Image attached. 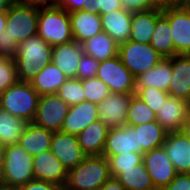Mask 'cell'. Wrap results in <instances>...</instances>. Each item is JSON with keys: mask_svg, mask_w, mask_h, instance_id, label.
<instances>
[{"mask_svg": "<svg viewBox=\"0 0 190 190\" xmlns=\"http://www.w3.org/2000/svg\"><path fill=\"white\" fill-rule=\"evenodd\" d=\"M131 127L137 132L138 146L143 154L161 147L168 133L157 120Z\"/></svg>", "mask_w": 190, "mask_h": 190, "instance_id": "f1b7e54d", "label": "cell"}, {"mask_svg": "<svg viewBox=\"0 0 190 190\" xmlns=\"http://www.w3.org/2000/svg\"><path fill=\"white\" fill-rule=\"evenodd\" d=\"M172 78V57L163 58L147 72L135 77V89L154 87L168 92Z\"/></svg>", "mask_w": 190, "mask_h": 190, "instance_id": "cb8c5ba5", "label": "cell"}, {"mask_svg": "<svg viewBox=\"0 0 190 190\" xmlns=\"http://www.w3.org/2000/svg\"><path fill=\"white\" fill-rule=\"evenodd\" d=\"M105 157L108 159L110 174L113 178L120 173V168L134 167V165L143 163V153L129 152Z\"/></svg>", "mask_w": 190, "mask_h": 190, "instance_id": "d590c367", "label": "cell"}, {"mask_svg": "<svg viewBox=\"0 0 190 190\" xmlns=\"http://www.w3.org/2000/svg\"><path fill=\"white\" fill-rule=\"evenodd\" d=\"M0 190H16V189H13V188H10V187L5 186L3 184H0Z\"/></svg>", "mask_w": 190, "mask_h": 190, "instance_id": "9f6ffc18", "label": "cell"}, {"mask_svg": "<svg viewBox=\"0 0 190 190\" xmlns=\"http://www.w3.org/2000/svg\"><path fill=\"white\" fill-rule=\"evenodd\" d=\"M39 100L30 82L18 81L0 94V107L26 122H33Z\"/></svg>", "mask_w": 190, "mask_h": 190, "instance_id": "277c9868", "label": "cell"}, {"mask_svg": "<svg viewBox=\"0 0 190 190\" xmlns=\"http://www.w3.org/2000/svg\"><path fill=\"white\" fill-rule=\"evenodd\" d=\"M168 93L170 96L190 101V55L172 56V78Z\"/></svg>", "mask_w": 190, "mask_h": 190, "instance_id": "d6986e66", "label": "cell"}, {"mask_svg": "<svg viewBox=\"0 0 190 190\" xmlns=\"http://www.w3.org/2000/svg\"><path fill=\"white\" fill-rule=\"evenodd\" d=\"M14 62L18 80L30 82L41 67L52 62V46L38 34L29 37L19 43Z\"/></svg>", "mask_w": 190, "mask_h": 190, "instance_id": "6da1fadb", "label": "cell"}, {"mask_svg": "<svg viewBox=\"0 0 190 190\" xmlns=\"http://www.w3.org/2000/svg\"><path fill=\"white\" fill-rule=\"evenodd\" d=\"M162 146L177 173H190V140L182 131L168 132Z\"/></svg>", "mask_w": 190, "mask_h": 190, "instance_id": "ac0fdd59", "label": "cell"}, {"mask_svg": "<svg viewBox=\"0 0 190 190\" xmlns=\"http://www.w3.org/2000/svg\"><path fill=\"white\" fill-rule=\"evenodd\" d=\"M67 77L52 62L39 69L37 75L30 81L31 86L39 96L57 94Z\"/></svg>", "mask_w": 190, "mask_h": 190, "instance_id": "4316f807", "label": "cell"}, {"mask_svg": "<svg viewBox=\"0 0 190 190\" xmlns=\"http://www.w3.org/2000/svg\"><path fill=\"white\" fill-rule=\"evenodd\" d=\"M147 190H163V189L157 188V187H153V188H150V189H147Z\"/></svg>", "mask_w": 190, "mask_h": 190, "instance_id": "680465c9", "label": "cell"}, {"mask_svg": "<svg viewBox=\"0 0 190 190\" xmlns=\"http://www.w3.org/2000/svg\"><path fill=\"white\" fill-rule=\"evenodd\" d=\"M56 6L66 10L68 13L77 10H87L88 0H59Z\"/></svg>", "mask_w": 190, "mask_h": 190, "instance_id": "f6af8a7d", "label": "cell"}, {"mask_svg": "<svg viewBox=\"0 0 190 190\" xmlns=\"http://www.w3.org/2000/svg\"><path fill=\"white\" fill-rule=\"evenodd\" d=\"M6 23H7V11L0 12V33L6 30Z\"/></svg>", "mask_w": 190, "mask_h": 190, "instance_id": "f907efd6", "label": "cell"}, {"mask_svg": "<svg viewBox=\"0 0 190 190\" xmlns=\"http://www.w3.org/2000/svg\"><path fill=\"white\" fill-rule=\"evenodd\" d=\"M37 34L52 47L73 41L69 13L56 5L39 7Z\"/></svg>", "mask_w": 190, "mask_h": 190, "instance_id": "3957f363", "label": "cell"}, {"mask_svg": "<svg viewBox=\"0 0 190 190\" xmlns=\"http://www.w3.org/2000/svg\"><path fill=\"white\" fill-rule=\"evenodd\" d=\"M33 179V156L27 153L19 143L8 146L0 174L1 184L17 189Z\"/></svg>", "mask_w": 190, "mask_h": 190, "instance_id": "5b68a950", "label": "cell"}, {"mask_svg": "<svg viewBox=\"0 0 190 190\" xmlns=\"http://www.w3.org/2000/svg\"><path fill=\"white\" fill-rule=\"evenodd\" d=\"M96 77L107 84L111 93L135 94V77L118 55L101 61Z\"/></svg>", "mask_w": 190, "mask_h": 190, "instance_id": "ba28073f", "label": "cell"}, {"mask_svg": "<svg viewBox=\"0 0 190 190\" xmlns=\"http://www.w3.org/2000/svg\"><path fill=\"white\" fill-rule=\"evenodd\" d=\"M190 5V0H178V7L184 8Z\"/></svg>", "mask_w": 190, "mask_h": 190, "instance_id": "11a10c76", "label": "cell"}, {"mask_svg": "<svg viewBox=\"0 0 190 190\" xmlns=\"http://www.w3.org/2000/svg\"><path fill=\"white\" fill-rule=\"evenodd\" d=\"M12 2L17 4H27V5H35V6H42V0H12Z\"/></svg>", "mask_w": 190, "mask_h": 190, "instance_id": "681fc988", "label": "cell"}, {"mask_svg": "<svg viewBox=\"0 0 190 190\" xmlns=\"http://www.w3.org/2000/svg\"><path fill=\"white\" fill-rule=\"evenodd\" d=\"M115 178L125 187V190H147L154 187L144 163L120 168V173Z\"/></svg>", "mask_w": 190, "mask_h": 190, "instance_id": "f546056e", "label": "cell"}, {"mask_svg": "<svg viewBox=\"0 0 190 190\" xmlns=\"http://www.w3.org/2000/svg\"><path fill=\"white\" fill-rule=\"evenodd\" d=\"M143 163L154 187L164 189L177 175L163 146L144 153Z\"/></svg>", "mask_w": 190, "mask_h": 190, "instance_id": "8fae6325", "label": "cell"}, {"mask_svg": "<svg viewBox=\"0 0 190 190\" xmlns=\"http://www.w3.org/2000/svg\"><path fill=\"white\" fill-rule=\"evenodd\" d=\"M83 53L101 62L118 55V44L104 31L81 44Z\"/></svg>", "mask_w": 190, "mask_h": 190, "instance_id": "83f0119b", "label": "cell"}, {"mask_svg": "<svg viewBox=\"0 0 190 190\" xmlns=\"http://www.w3.org/2000/svg\"><path fill=\"white\" fill-rule=\"evenodd\" d=\"M181 131L188 137L190 140V111L187 114V117L184 121Z\"/></svg>", "mask_w": 190, "mask_h": 190, "instance_id": "7dc6e473", "label": "cell"}, {"mask_svg": "<svg viewBox=\"0 0 190 190\" xmlns=\"http://www.w3.org/2000/svg\"><path fill=\"white\" fill-rule=\"evenodd\" d=\"M160 7L176 6L178 7V0H155Z\"/></svg>", "mask_w": 190, "mask_h": 190, "instance_id": "816d5d0a", "label": "cell"}, {"mask_svg": "<svg viewBox=\"0 0 190 190\" xmlns=\"http://www.w3.org/2000/svg\"><path fill=\"white\" fill-rule=\"evenodd\" d=\"M189 111V102L169 95L158 109L156 120L167 132L181 131Z\"/></svg>", "mask_w": 190, "mask_h": 190, "instance_id": "2e32d148", "label": "cell"}, {"mask_svg": "<svg viewBox=\"0 0 190 190\" xmlns=\"http://www.w3.org/2000/svg\"><path fill=\"white\" fill-rule=\"evenodd\" d=\"M100 62L90 55L82 54L78 68L77 79L83 80L96 77Z\"/></svg>", "mask_w": 190, "mask_h": 190, "instance_id": "f35d334b", "label": "cell"}, {"mask_svg": "<svg viewBox=\"0 0 190 190\" xmlns=\"http://www.w3.org/2000/svg\"><path fill=\"white\" fill-rule=\"evenodd\" d=\"M129 152L141 153V146H138L137 132L128 125L109 129L102 155L113 156Z\"/></svg>", "mask_w": 190, "mask_h": 190, "instance_id": "9a60e30c", "label": "cell"}, {"mask_svg": "<svg viewBox=\"0 0 190 190\" xmlns=\"http://www.w3.org/2000/svg\"><path fill=\"white\" fill-rule=\"evenodd\" d=\"M50 150L67 171L76 167L86 156L78 143L77 136L61 131L53 132Z\"/></svg>", "mask_w": 190, "mask_h": 190, "instance_id": "4fadbf2b", "label": "cell"}, {"mask_svg": "<svg viewBox=\"0 0 190 190\" xmlns=\"http://www.w3.org/2000/svg\"><path fill=\"white\" fill-rule=\"evenodd\" d=\"M18 81L14 58L0 57V94Z\"/></svg>", "mask_w": 190, "mask_h": 190, "instance_id": "74e56055", "label": "cell"}, {"mask_svg": "<svg viewBox=\"0 0 190 190\" xmlns=\"http://www.w3.org/2000/svg\"><path fill=\"white\" fill-rule=\"evenodd\" d=\"M11 3L12 0H0V12L7 11Z\"/></svg>", "mask_w": 190, "mask_h": 190, "instance_id": "f5cc1de1", "label": "cell"}, {"mask_svg": "<svg viewBox=\"0 0 190 190\" xmlns=\"http://www.w3.org/2000/svg\"><path fill=\"white\" fill-rule=\"evenodd\" d=\"M74 41L84 43L92 36L102 32L101 17L90 10H77L69 13Z\"/></svg>", "mask_w": 190, "mask_h": 190, "instance_id": "ffe728a7", "label": "cell"}, {"mask_svg": "<svg viewBox=\"0 0 190 190\" xmlns=\"http://www.w3.org/2000/svg\"><path fill=\"white\" fill-rule=\"evenodd\" d=\"M150 45L164 58L174 56V43L168 19L162 14L156 21Z\"/></svg>", "mask_w": 190, "mask_h": 190, "instance_id": "4dcf8cb0", "label": "cell"}, {"mask_svg": "<svg viewBox=\"0 0 190 190\" xmlns=\"http://www.w3.org/2000/svg\"><path fill=\"white\" fill-rule=\"evenodd\" d=\"M57 94L69 106L86 101L82 88V80L77 78H67L65 83L59 88Z\"/></svg>", "mask_w": 190, "mask_h": 190, "instance_id": "836d02e7", "label": "cell"}, {"mask_svg": "<svg viewBox=\"0 0 190 190\" xmlns=\"http://www.w3.org/2000/svg\"><path fill=\"white\" fill-rule=\"evenodd\" d=\"M108 130L102 121L97 120L77 135L78 143L86 156L103 154Z\"/></svg>", "mask_w": 190, "mask_h": 190, "instance_id": "d4e9b609", "label": "cell"}, {"mask_svg": "<svg viewBox=\"0 0 190 190\" xmlns=\"http://www.w3.org/2000/svg\"><path fill=\"white\" fill-rule=\"evenodd\" d=\"M27 123L0 107V141L7 147L18 143Z\"/></svg>", "mask_w": 190, "mask_h": 190, "instance_id": "1f68e13d", "label": "cell"}, {"mask_svg": "<svg viewBox=\"0 0 190 190\" xmlns=\"http://www.w3.org/2000/svg\"><path fill=\"white\" fill-rule=\"evenodd\" d=\"M6 148L7 146L3 142L0 141V174L4 166Z\"/></svg>", "mask_w": 190, "mask_h": 190, "instance_id": "c3c4849f", "label": "cell"}, {"mask_svg": "<svg viewBox=\"0 0 190 190\" xmlns=\"http://www.w3.org/2000/svg\"><path fill=\"white\" fill-rule=\"evenodd\" d=\"M59 0H42V6L57 5Z\"/></svg>", "mask_w": 190, "mask_h": 190, "instance_id": "db71d44e", "label": "cell"}, {"mask_svg": "<svg viewBox=\"0 0 190 190\" xmlns=\"http://www.w3.org/2000/svg\"><path fill=\"white\" fill-rule=\"evenodd\" d=\"M33 171L36 180L52 182L63 188L66 185L68 171L51 150L33 156Z\"/></svg>", "mask_w": 190, "mask_h": 190, "instance_id": "5bb4252c", "label": "cell"}, {"mask_svg": "<svg viewBox=\"0 0 190 190\" xmlns=\"http://www.w3.org/2000/svg\"><path fill=\"white\" fill-rule=\"evenodd\" d=\"M70 106L58 94L39 96L33 123L52 132L61 131Z\"/></svg>", "mask_w": 190, "mask_h": 190, "instance_id": "9c48e42d", "label": "cell"}, {"mask_svg": "<svg viewBox=\"0 0 190 190\" xmlns=\"http://www.w3.org/2000/svg\"><path fill=\"white\" fill-rule=\"evenodd\" d=\"M52 135V131L30 122L27 123L18 143L27 153L35 156L50 150Z\"/></svg>", "mask_w": 190, "mask_h": 190, "instance_id": "484cf974", "label": "cell"}, {"mask_svg": "<svg viewBox=\"0 0 190 190\" xmlns=\"http://www.w3.org/2000/svg\"><path fill=\"white\" fill-rule=\"evenodd\" d=\"M111 178L108 159L103 155L85 156L84 159L67 173L64 190L99 189Z\"/></svg>", "mask_w": 190, "mask_h": 190, "instance_id": "7a4b0ae2", "label": "cell"}, {"mask_svg": "<svg viewBox=\"0 0 190 190\" xmlns=\"http://www.w3.org/2000/svg\"><path fill=\"white\" fill-rule=\"evenodd\" d=\"M100 188L101 190H125V187L113 177L107 180Z\"/></svg>", "mask_w": 190, "mask_h": 190, "instance_id": "bcb514c9", "label": "cell"}, {"mask_svg": "<svg viewBox=\"0 0 190 190\" xmlns=\"http://www.w3.org/2000/svg\"><path fill=\"white\" fill-rule=\"evenodd\" d=\"M39 6L12 2L7 10L6 35L17 45L37 35Z\"/></svg>", "mask_w": 190, "mask_h": 190, "instance_id": "8992f818", "label": "cell"}, {"mask_svg": "<svg viewBox=\"0 0 190 190\" xmlns=\"http://www.w3.org/2000/svg\"><path fill=\"white\" fill-rule=\"evenodd\" d=\"M83 54L82 45L76 41L52 47V63L57 66L67 78H76L77 68Z\"/></svg>", "mask_w": 190, "mask_h": 190, "instance_id": "7402d4cb", "label": "cell"}, {"mask_svg": "<svg viewBox=\"0 0 190 190\" xmlns=\"http://www.w3.org/2000/svg\"><path fill=\"white\" fill-rule=\"evenodd\" d=\"M162 15V7L132 12L131 33L129 40L150 44L157 19Z\"/></svg>", "mask_w": 190, "mask_h": 190, "instance_id": "603a6c76", "label": "cell"}, {"mask_svg": "<svg viewBox=\"0 0 190 190\" xmlns=\"http://www.w3.org/2000/svg\"><path fill=\"white\" fill-rule=\"evenodd\" d=\"M118 56L134 77L147 72L164 58L150 44L131 40L118 46Z\"/></svg>", "mask_w": 190, "mask_h": 190, "instance_id": "52a82bcc", "label": "cell"}, {"mask_svg": "<svg viewBox=\"0 0 190 190\" xmlns=\"http://www.w3.org/2000/svg\"><path fill=\"white\" fill-rule=\"evenodd\" d=\"M98 120V104L90 101L70 106L67 116L61 127V132L78 135L92 122Z\"/></svg>", "mask_w": 190, "mask_h": 190, "instance_id": "e0dca14e", "label": "cell"}, {"mask_svg": "<svg viewBox=\"0 0 190 190\" xmlns=\"http://www.w3.org/2000/svg\"><path fill=\"white\" fill-rule=\"evenodd\" d=\"M123 8L121 0H88L87 10L103 15Z\"/></svg>", "mask_w": 190, "mask_h": 190, "instance_id": "ab89813d", "label": "cell"}, {"mask_svg": "<svg viewBox=\"0 0 190 190\" xmlns=\"http://www.w3.org/2000/svg\"><path fill=\"white\" fill-rule=\"evenodd\" d=\"M155 120L156 113L143 100L133 94L128 108L126 125L137 126Z\"/></svg>", "mask_w": 190, "mask_h": 190, "instance_id": "d6a6232c", "label": "cell"}, {"mask_svg": "<svg viewBox=\"0 0 190 190\" xmlns=\"http://www.w3.org/2000/svg\"><path fill=\"white\" fill-rule=\"evenodd\" d=\"M132 95L110 93L98 104V120L102 121L109 129L126 125Z\"/></svg>", "mask_w": 190, "mask_h": 190, "instance_id": "7c38bea8", "label": "cell"}, {"mask_svg": "<svg viewBox=\"0 0 190 190\" xmlns=\"http://www.w3.org/2000/svg\"><path fill=\"white\" fill-rule=\"evenodd\" d=\"M135 95L143 100L154 113L164 104L169 93L154 87L135 89Z\"/></svg>", "mask_w": 190, "mask_h": 190, "instance_id": "8d00e7d4", "label": "cell"}, {"mask_svg": "<svg viewBox=\"0 0 190 190\" xmlns=\"http://www.w3.org/2000/svg\"><path fill=\"white\" fill-rule=\"evenodd\" d=\"M102 30L118 45L129 40L131 33L132 11L124 8L100 15Z\"/></svg>", "mask_w": 190, "mask_h": 190, "instance_id": "44dd1931", "label": "cell"}, {"mask_svg": "<svg viewBox=\"0 0 190 190\" xmlns=\"http://www.w3.org/2000/svg\"><path fill=\"white\" fill-rule=\"evenodd\" d=\"M163 190H190V173H177Z\"/></svg>", "mask_w": 190, "mask_h": 190, "instance_id": "ee69618b", "label": "cell"}, {"mask_svg": "<svg viewBox=\"0 0 190 190\" xmlns=\"http://www.w3.org/2000/svg\"><path fill=\"white\" fill-rule=\"evenodd\" d=\"M82 88L86 101L95 104H100L111 93L107 84L97 77L83 79Z\"/></svg>", "mask_w": 190, "mask_h": 190, "instance_id": "e575fe53", "label": "cell"}, {"mask_svg": "<svg viewBox=\"0 0 190 190\" xmlns=\"http://www.w3.org/2000/svg\"><path fill=\"white\" fill-rule=\"evenodd\" d=\"M18 45L6 35V30L0 33V57L14 58Z\"/></svg>", "mask_w": 190, "mask_h": 190, "instance_id": "60d3db41", "label": "cell"}, {"mask_svg": "<svg viewBox=\"0 0 190 190\" xmlns=\"http://www.w3.org/2000/svg\"><path fill=\"white\" fill-rule=\"evenodd\" d=\"M123 8L129 11H144L159 7L155 0H121Z\"/></svg>", "mask_w": 190, "mask_h": 190, "instance_id": "b9f144b4", "label": "cell"}, {"mask_svg": "<svg viewBox=\"0 0 190 190\" xmlns=\"http://www.w3.org/2000/svg\"><path fill=\"white\" fill-rule=\"evenodd\" d=\"M184 9L188 12L189 16H190V5L184 7Z\"/></svg>", "mask_w": 190, "mask_h": 190, "instance_id": "6f0895ef", "label": "cell"}, {"mask_svg": "<svg viewBox=\"0 0 190 190\" xmlns=\"http://www.w3.org/2000/svg\"><path fill=\"white\" fill-rule=\"evenodd\" d=\"M162 14L168 19L174 43V55H190V16L184 8L162 7Z\"/></svg>", "mask_w": 190, "mask_h": 190, "instance_id": "30bf717a", "label": "cell"}, {"mask_svg": "<svg viewBox=\"0 0 190 190\" xmlns=\"http://www.w3.org/2000/svg\"><path fill=\"white\" fill-rule=\"evenodd\" d=\"M16 190H64L58 184L33 179L28 181L25 185L17 188Z\"/></svg>", "mask_w": 190, "mask_h": 190, "instance_id": "7bdbcfd3", "label": "cell"}]
</instances>
